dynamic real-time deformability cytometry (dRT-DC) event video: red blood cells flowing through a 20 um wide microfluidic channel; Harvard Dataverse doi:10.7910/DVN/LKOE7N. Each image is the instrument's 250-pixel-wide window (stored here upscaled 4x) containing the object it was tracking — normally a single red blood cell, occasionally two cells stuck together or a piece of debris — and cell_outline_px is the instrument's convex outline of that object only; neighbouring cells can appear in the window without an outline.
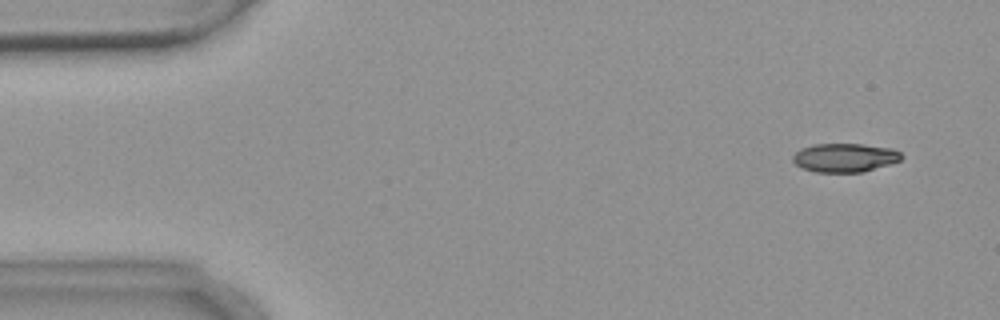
{"species": "common noctule bat (a hibernating species)", "species_latin": "Nyctalus noctula", "temperature_condition": "warm", "stored_images_in_passage": 7, "camera_frame_rate_fps": 3000, "um_per_image_px": 0.085, "animal": {"sex": "female", "body_mass_g": 18.4}, "frame": {"image": 1, "passage_image": 1, "time_ms": 0.0, "image_size_px": [1000, 320], "cell_outline_px": [[904, 156], [900, 160], [888, 164], [860, 172], [816, 172], [800, 168], [792, 160], [792, 156], [800, 148], [812, 144], [864, 144], [892, 148], [900, 152]], "centroid_in_image_um": [71.77, 13.39], "position_along_channel_um": 13.2, "area_um2": 18.21}}
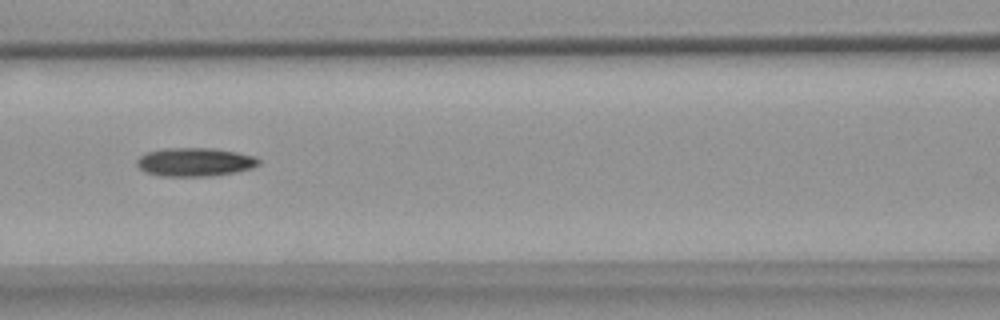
{"frame": {"image": 2, "passage_image": 6, "time_ms": 6.667, "image_size_px": [1000, 320], "cell_outline_px": [[260, 164], [252, 168], [236, 172], [208, 176], [160, 176], [144, 172], [136, 164], [136, 160], [140, 156], [148, 152], [164, 148], [212, 148], [236, 152], [256, 156], [260, 160]], "centroid_in_image_um": [16.57, 13.77], "position_along_channel_um": 150.0, "area_um2": 20.35}}
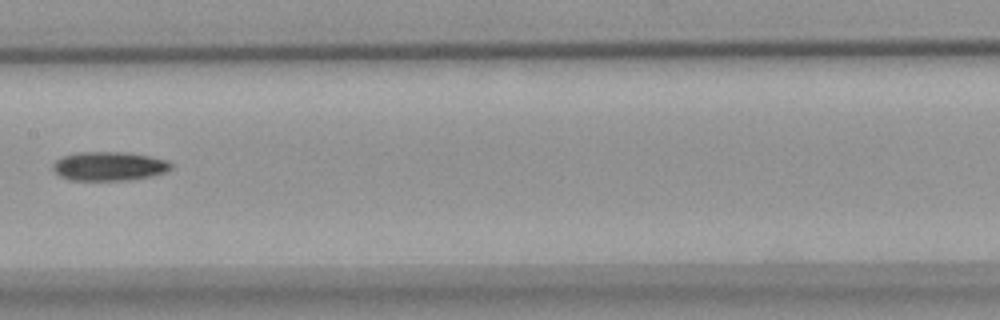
{"frame": {"image": 3, "passage_image": 7, "time_ms": 8.0, "image_size_px": [1000, 320], "cell_outline_px": [[172, 168], [164, 172], [152, 176], [128, 180], [68, 180], [60, 176], [52, 168], [52, 164], [60, 156], [76, 152], [124, 152], [148, 156], [168, 160], [172, 164]], "centroid_in_image_um": [9.24, 14.12], "position_along_channel_um": 198.2, "area_um2": 20.06}}